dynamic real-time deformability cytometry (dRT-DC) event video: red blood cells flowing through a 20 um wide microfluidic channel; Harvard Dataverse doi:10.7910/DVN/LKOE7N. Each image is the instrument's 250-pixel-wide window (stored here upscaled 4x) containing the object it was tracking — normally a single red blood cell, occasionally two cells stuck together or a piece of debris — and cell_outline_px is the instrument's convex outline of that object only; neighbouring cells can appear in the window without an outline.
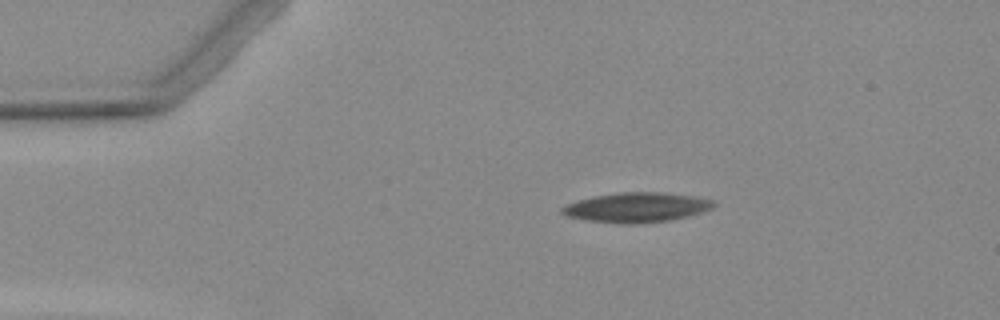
{"species": "Egyptian fruit bat (a non-hibernating species)", "species_latin": "Rousettus aegyptiacus", "temperature_condition": "warm", "stored_images_in_passage": 4, "camera_frame_rate_fps": 3000, "um_per_image_px": 0.085, "animal": {"sex": "female"}, "frame": {"image": 1, "passage_image": 2, "time_ms": 2.0, "image_size_px": [1000, 320], "cell_outline_px": [[716, 204], [712, 208], [688, 216], [672, 220], [636, 224], [624, 224], [584, 220], [564, 216], [560, 212], [560, 208], [568, 204], [592, 196], [620, 192], [660, 192], [692, 196], [716, 200]], "centroid_in_image_um": [54.09, 17.64], "position_along_channel_um": 30.9, "area_um2": 26.41}}
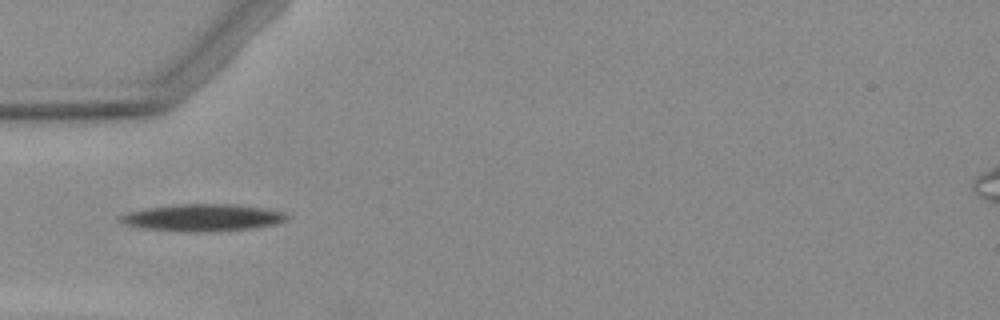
{"frame": {"image": 2, "passage_image": 4, "time_ms": 4.333, "image_size_px": [1000, 320], "cell_outline_px": [[288, 216], [284, 220], [276, 224], [252, 228], [212, 232], [188, 232], [148, 228], [124, 224], [120, 220], [120, 216], [128, 212], [148, 208], [176, 204], [232, 204], [264, 208], [284, 212]], "centroid_in_image_um": [17.26, 18.5], "position_along_channel_um": 67.7, "area_um2": 26.01}}